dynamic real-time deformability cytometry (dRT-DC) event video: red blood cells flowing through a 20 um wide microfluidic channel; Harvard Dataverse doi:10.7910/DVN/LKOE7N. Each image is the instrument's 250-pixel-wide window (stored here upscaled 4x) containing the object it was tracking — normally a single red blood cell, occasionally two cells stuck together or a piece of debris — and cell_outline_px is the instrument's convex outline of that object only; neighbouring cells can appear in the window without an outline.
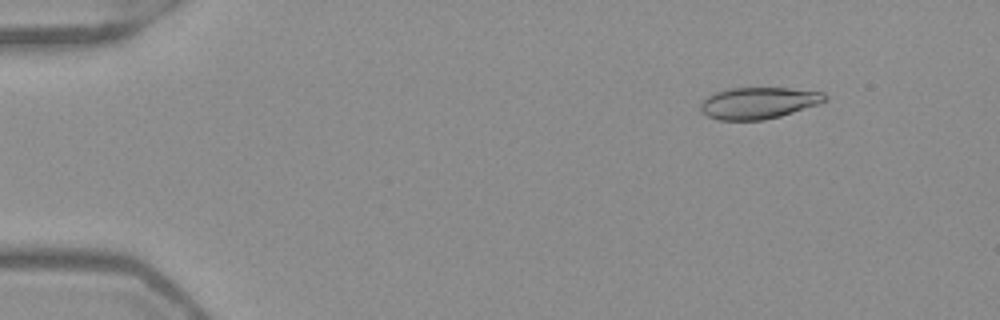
{"species": "Egyptian fruit bat (a non-hibernating species)", "species_latin": "Rousettus aegyptiacus", "temperature_condition": "warm", "stored_images_in_passage": 46, "camera_frame_rate_fps": 3000, "um_per_image_px": 0.085, "frame": {"image": 1, "passage_image": 1, "time_ms": 0.0, "image_size_px": [1000, 320], "cell_outline_px": [[828, 100], [820, 104], [780, 116], [764, 120], [716, 120], [700, 112], [700, 104], [712, 92], [728, 88], [788, 88], [824, 92], [828, 96]], "centroid_in_image_um": [64.47, 8.75], "position_along_channel_um": 20.5, "area_um2": 23.18}}
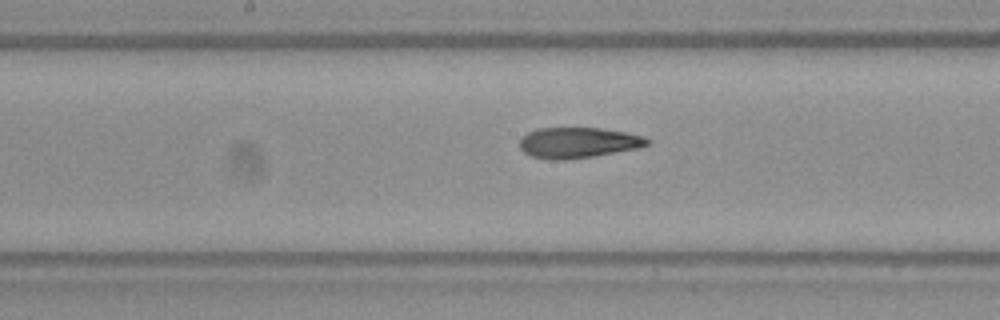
{"frame": {"image": 2, "passage_image": 22, "time_ms": 7.0, "image_size_px": [1000, 320], "cell_outline_px": [[652, 140], [648, 144], [640, 148], [592, 156], [564, 160], [552, 160], [532, 156], [524, 152], [520, 148], [520, 140], [528, 132], [536, 128], [600, 128], [624, 132], [644, 136]], "centroid_in_image_um": [49.16, 12.12], "position_along_channel_um": 199.0, "area_um2": 22.72}}
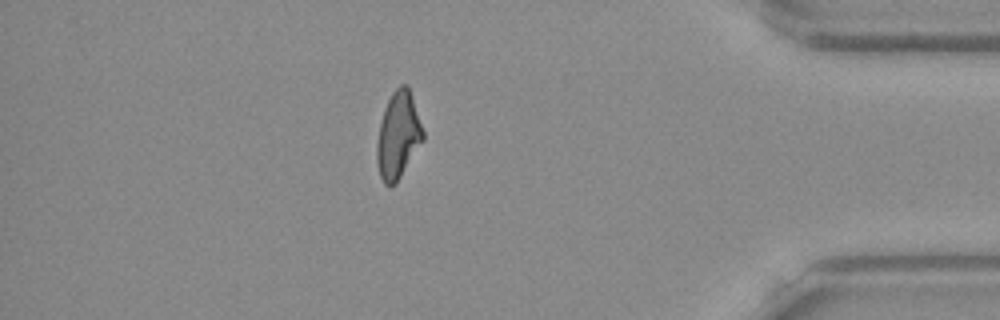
{"frame": {"image": 3, "passage_image": 40, "time_ms": 13.0, "image_size_px": [1000, 320], "cell_outline_px": [[424, 140], [396, 184], [388, 188], [384, 184], [380, 176], [376, 160], [376, 144], [380, 124], [384, 108], [392, 92], [400, 84], [408, 84], [424, 132]], "centroid_in_image_um": [33.84, 11.52], "position_along_channel_um": 401.4, "area_um2": 23.52}, "authors_computed_cell_mechanics": {"area_um2": 23.12, "velocity_mm_per_s": 3.9685, "shape_relaxation_time_tau1_ms": null, "shape_relaxation_time_tau2_ms": 3.7034, "deformation_change_tau1": null, "deformation_change_tau2": 0.1024}}